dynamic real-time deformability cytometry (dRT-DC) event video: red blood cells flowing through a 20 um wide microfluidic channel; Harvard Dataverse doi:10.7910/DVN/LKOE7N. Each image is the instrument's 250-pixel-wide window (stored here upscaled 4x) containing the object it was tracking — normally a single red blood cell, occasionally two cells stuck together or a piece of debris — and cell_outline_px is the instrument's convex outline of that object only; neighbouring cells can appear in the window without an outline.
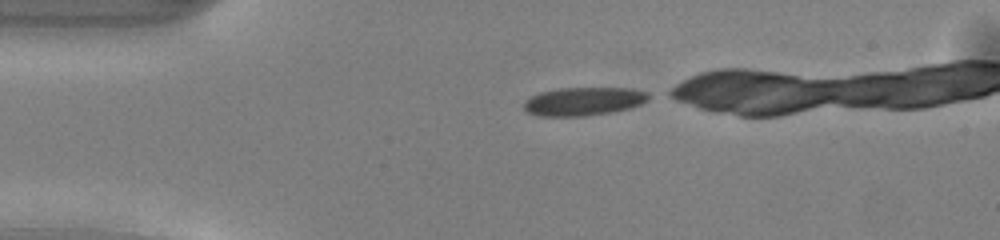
{"species": "common noctule bat (a hibernating species)", "species_latin": "Nyctalus noctula", "temperature_condition": "warm", "stored_images_in_passage": 12, "camera_frame_rate_fps": 3000, "um_per_image_px": 0.085, "animal": {"sex": "male", "body_mass_g": 13.0, "forearm_length_mm": 53.1}, "frame": {"image": 1, "passage_image": 1, "time_ms": 0.0, "image_size_px": [1000, 240], "cell_outline_px": [[656, 96], [632, 108], [612, 112], [584, 116], [536, 116], [528, 112], [524, 108], [524, 100], [540, 92], [556, 88], [632, 88], [648, 92]], "centroid_in_image_um": [49.66, 8.61], "position_along_channel_um": 35.3, "area_um2": 20.98}}
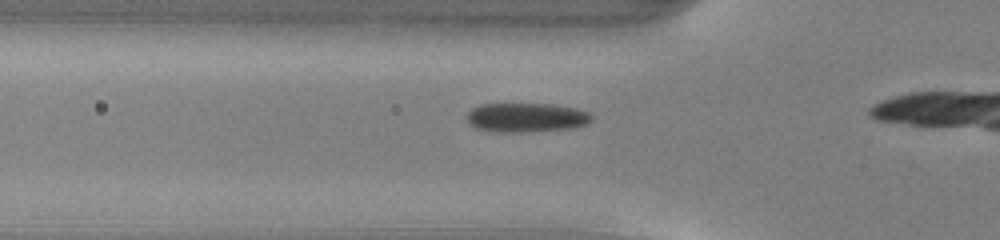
{"frame": {"image": 2, "passage_image": 7, "time_ms": 2.0, "image_size_px": [1000, 240], "cell_outline_px": [[592, 120], [588, 124], [572, 128], [532, 132], [496, 132], [476, 128], [468, 124], [468, 112], [472, 108], [480, 104], [552, 104], [576, 108], [588, 112], [592, 116]], "centroid_in_image_um": [44.75, 9.99], "position_along_channel_um": 81.1, "area_um2": 21.44}}
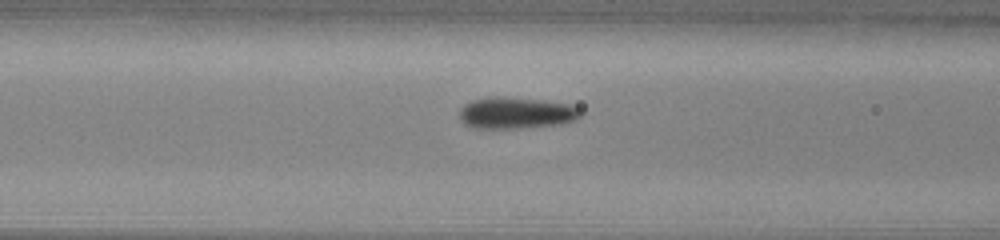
{"frame": {"image": 3, "passage_image": 10, "time_ms": 3.0, "image_size_px": [1000, 240], "cell_outline_px": [[584, 112], [576, 120], [560, 124], [520, 128], [476, 128], [468, 124], [460, 116], [460, 108], [464, 104], [472, 100], [492, 96], [496, 96], [544, 100], [568, 104], [580, 108]], "centroid_in_image_um": [43.93, 9.59], "position_along_channel_um": 122.7, "area_um2": 22.2}}